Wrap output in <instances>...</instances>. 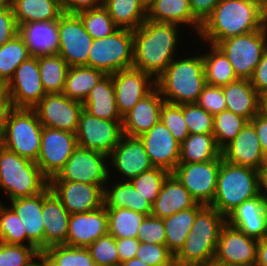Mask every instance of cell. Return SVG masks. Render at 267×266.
I'll list each match as a JSON object with an SVG mask.
<instances>
[{
	"label": "cell",
	"instance_id": "cell-1",
	"mask_svg": "<svg viewBox=\"0 0 267 266\" xmlns=\"http://www.w3.org/2000/svg\"><path fill=\"white\" fill-rule=\"evenodd\" d=\"M267 24L265 0H221L201 24L199 37L210 45L262 29Z\"/></svg>",
	"mask_w": 267,
	"mask_h": 266
},
{
	"label": "cell",
	"instance_id": "cell-2",
	"mask_svg": "<svg viewBox=\"0 0 267 266\" xmlns=\"http://www.w3.org/2000/svg\"><path fill=\"white\" fill-rule=\"evenodd\" d=\"M179 26L146 19L133 30V68L151 75L155 80L174 60Z\"/></svg>",
	"mask_w": 267,
	"mask_h": 266
},
{
	"label": "cell",
	"instance_id": "cell-3",
	"mask_svg": "<svg viewBox=\"0 0 267 266\" xmlns=\"http://www.w3.org/2000/svg\"><path fill=\"white\" fill-rule=\"evenodd\" d=\"M192 57L174 59L156 79V87L165 102L182 105L198 100L206 85L204 61L202 53Z\"/></svg>",
	"mask_w": 267,
	"mask_h": 266
},
{
	"label": "cell",
	"instance_id": "cell-4",
	"mask_svg": "<svg viewBox=\"0 0 267 266\" xmlns=\"http://www.w3.org/2000/svg\"><path fill=\"white\" fill-rule=\"evenodd\" d=\"M226 217L214 207L204 205L198 212L183 248L175 256L180 264L208 266L215 257L217 243Z\"/></svg>",
	"mask_w": 267,
	"mask_h": 266
},
{
	"label": "cell",
	"instance_id": "cell-5",
	"mask_svg": "<svg viewBox=\"0 0 267 266\" xmlns=\"http://www.w3.org/2000/svg\"><path fill=\"white\" fill-rule=\"evenodd\" d=\"M260 194L258 170L227 163L223 160L217 177L212 204L225 217L244 201Z\"/></svg>",
	"mask_w": 267,
	"mask_h": 266
},
{
	"label": "cell",
	"instance_id": "cell-6",
	"mask_svg": "<svg viewBox=\"0 0 267 266\" xmlns=\"http://www.w3.org/2000/svg\"><path fill=\"white\" fill-rule=\"evenodd\" d=\"M49 185L36 162L0 149V188L10 200L41 193Z\"/></svg>",
	"mask_w": 267,
	"mask_h": 266
},
{
	"label": "cell",
	"instance_id": "cell-7",
	"mask_svg": "<svg viewBox=\"0 0 267 266\" xmlns=\"http://www.w3.org/2000/svg\"><path fill=\"white\" fill-rule=\"evenodd\" d=\"M43 126L34 109L15 108L2 131L3 147L21 157L37 161Z\"/></svg>",
	"mask_w": 267,
	"mask_h": 266
},
{
	"label": "cell",
	"instance_id": "cell-8",
	"mask_svg": "<svg viewBox=\"0 0 267 266\" xmlns=\"http://www.w3.org/2000/svg\"><path fill=\"white\" fill-rule=\"evenodd\" d=\"M133 61V30L119 28L110 36L93 40L86 66L111 75L120 70L131 68Z\"/></svg>",
	"mask_w": 267,
	"mask_h": 266
},
{
	"label": "cell",
	"instance_id": "cell-9",
	"mask_svg": "<svg viewBox=\"0 0 267 266\" xmlns=\"http://www.w3.org/2000/svg\"><path fill=\"white\" fill-rule=\"evenodd\" d=\"M216 46L229 59L239 79H250L267 50V24L260 30L222 40Z\"/></svg>",
	"mask_w": 267,
	"mask_h": 266
},
{
	"label": "cell",
	"instance_id": "cell-10",
	"mask_svg": "<svg viewBox=\"0 0 267 266\" xmlns=\"http://www.w3.org/2000/svg\"><path fill=\"white\" fill-rule=\"evenodd\" d=\"M107 159L108 155L105 153L77 146L64 167L49 181L88 183L98 185L104 190L110 178V169L105 163Z\"/></svg>",
	"mask_w": 267,
	"mask_h": 266
},
{
	"label": "cell",
	"instance_id": "cell-11",
	"mask_svg": "<svg viewBox=\"0 0 267 266\" xmlns=\"http://www.w3.org/2000/svg\"><path fill=\"white\" fill-rule=\"evenodd\" d=\"M222 158L202 163H178L172 174L199 204L211 205Z\"/></svg>",
	"mask_w": 267,
	"mask_h": 266
},
{
	"label": "cell",
	"instance_id": "cell-12",
	"mask_svg": "<svg viewBox=\"0 0 267 266\" xmlns=\"http://www.w3.org/2000/svg\"><path fill=\"white\" fill-rule=\"evenodd\" d=\"M59 54L70 67L86 66L93 38L76 14L63 13L57 20Z\"/></svg>",
	"mask_w": 267,
	"mask_h": 266
},
{
	"label": "cell",
	"instance_id": "cell-13",
	"mask_svg": "<svg viewBox=\"0 0 267 266\" xmlns=\"http://www.w3.org/2000/svg\"><path fill=\"white\" fill-rule=\"evenodd\" d=\"M122 135V121L100 119L84 109L80 113L76 132L77 146L109 155Z\"/></svg>",
	"mask_w": 267,
	"mask_h": 266
},
{
	"label": "cell",
	"instance_id": "cell-14",
	"mask_svg": "<svg viewBox=\"0 0 267 266\" xmlns=\"http://www.w3.org/2000/svg\"><path fill=\"white\" fill-rule=\"evenodd\" d=\"M76 147V133L43 126L36 164L42 174L50 180L64 167Z\"/></svg>",
	"mask_w": 267,
	"mask_h": 266
},
{
	"label": "cell",
	"instance_id": "cell-15",
	"mask_svg": "<svg viewBox=\"0 0 267 266\" xmlns=\"http://www.w3.org/2000/svg\"><path fill=\"white\" fill-rule=\"evenodd\" d=\"M33 109L42 126L76 133L83 103L63 93H52L46 94Z\"/></svg>",
	"mask_w": 267,
	"mask_h": 266
},
{
	"label": "cell",
	"instance_id": "cell-16",
	"mask_svg": "<svg viewBox=\"0 0 267 266\" xmlns=\"http://www.w3.org/2000/svg\"><path fill=\"white\" fill-rule=\"evenodd\" d=\"M15 108L33 109L46 95L39 73L38 56H31L15 70L6 85Z\"/></svg>",
	"mask_w": 267,
	"mask_h": 266
},
{
	"label": "cell",
	"instance_id": "cell-17",
	"mask_svg": "<svg viewBox=\"0 0 267 266\" xmlns=\"http://www.w3.org/2000/svg\"><path fill=\"white\" fill-rule=\"evenodd\" d=\"M257 245L258 240L226 222L220 231L214 261L225 265L253 266L256 264Z\"/></svg>",
	"mask_w": 267,
	"mask_h": 266
},
{
	"label": "cell",
	"instance_id": "cell-18",
	"mask_svg": "<svg viewBox=\"0 0 267 266\" xmlns=\"http://www.w3.org/2000/svg\"><path fill=\"white\" fill-rule=\"evenodd\" d=\"M111 75L117 109L122 117L156 87L151 75L133 67Z\"/></svg>",
	"mask_w": 267,
	"mask_h": 266
},
{
	"label": "cell",
	"instance_id": "cell-19",
	"mask_svg": "<svg viewBox=\"0 0 267 266\" xmlns=\"http://www.w3.org/2000/svg\"><path fill=\"white\" fill-rule=\"evenodd\" d=\"M49 187L70 214L94 211L104 205V190L98 185L49 181Z\"/></svg>",
	"mask_w": 267,
	"mask_h": 266
},
{
	"label": "cell",
	"instance_id": "cell-20",
	"mask_svg": "<svg viewBox=\"0 0 267 266\" xmlns=\"http://www.w3.org/2000/svg\"><path fill=\"white\" fill-rule=\"evenodd\" d=\"M139 138L154 167L172 173L180 160L181 143L174 138L170 130L159 121Z\"/></svg>",
	"mask_w": 267,
	"mask_h": 266
},
{
	"label": "cell",
	"instance_id": "cell-21",
	"mask_svg": "<svg viewBox=\"0 0 267 266\" xmlns=\"http://www.w3.org/2000/svg\"><path fill=\"white\" fill-rule=\"evenodd\" d=\"M108 158L122 177L126 178L125 181H130L154 167L140 138L124 134Z\"/></svg>",
	"mask_w": 267,
	"mask_h": 266
},
{
	"label": "cell",
	"instance_id": "cell-22",
	"mask_svg": "<svg viewBox=\"0 0 267 266\" xmlns=\"http://www.w3.org/2000/svg\"><path fill=\"white\" fill-rule=\"evenodd\" d=\"M108 234V215L104 205L94 211L70 214L67 245L87 248Z\"/></svg>",
	"mask_w": 267,
	"mask_h": 266
},
{
	"label": "cell",
	"instance_id": "cell-23",
	"mask_svg": "<svg viewBox=\"0 0 267 266\" xmlns=\"http://www.w3.org/2000/svg\"><path fill=\"white\" fill-rule=\"evenodd\" d=\"M226 222L256 240L267 238V201L258 196L244 201L226 216Z\"/></svg>",
	"mask_w": 267,
	"mask_h": 266
},
{
	"label": "cell",
	"instance_id": "cell-24",
	"mask_svg": "<svg viewBox=\"0 0 267 266\" xmlns=\"http://www.w3.org/2000/svg\"><path fill=\"white\" fill-rule=\"evenodd\" d=\"M225 162L259 170L263 165V150L254 125L248 121L240 133L221 150Z\"/></svg>",
	"mask_w": 267,
	"mask_h": 266
},
{
	"label": "cell",
	"instance_id": "cell-25",
	"mask_svg": "<svg viewBox=\"0 0 267 266\" xmlns=\"http://www.w3.org/2000/svg\"><path fill=\"white\" fill-rule=\"evenodd\" d=\"M69 219L70 213L48 185L43 190L44 250L54 245H67Z\"/></svg>",
	"mask_w": 267,
	"mask_h": 266
},
{
	"label": "cell",
	"instance_id": "cell-26",
	"mask_svg": "<svg viewBox=\"0 0 267 266\" xmlns=\"http://www.w3.org/2000/svg\"><path fill=\"white\" fill-rule=\"evenodd\" d=\"M164 99L157 87L137 102L122 121V132L130 137H139L160 121Z\"/></svg>",
	"mask_w": 267,
	"mask_h": 266
},
{
	"label": "cell",
	"instance_id": "cell-27",
	"mask_svg": "<svg viewBox=\"0 0 267 266\" xmlns=\"http://www.w3.org/2000/svg\"><path fill=\"white\" fill-rule=\"evenodd\" d=\"M11 203V208L24 225L27 239L42 253L44 251L43 191L34 196L13 199Z\"/></svg>",
	"mask_w": 267,
	"mask_h": 266
},
{
	"label": "cell",
	"instance_id": "cell-28",
	"mask_svg": "<svg viewBox=\"0 0 267 266\" xmlns=\"http://www.w3.org/2000/svg\"><path fill=\"white\" fill-rule=\"evenodd\" d=\"M197 202L187 189L170 173L164 180L160 193L152 205V216L166 218L173 214L194 207Z\"/></svg>",
	"mask_w": 267,
	"mask_h": 266
},
{
	"label": "cell",
	"instance_id": "cell-29",
	"mask_svg": "<svg viewBox=\"0 0 267 266\" xmlns=\"http://www.w3.org/2000/svg\"><path fill=\"white\" fill-rule=\"evenodd\" d=\"M226 101V110L251 121L261 107V96L249 79H238L222 86Z\"/></svg>",
	"mask_w": 267,
	"mask_h": 266
},
{
	"label": "cell",
	"instance_id": "cell-30",
	"mask_svg": "<svg viewBox=\"0 0 267 266\" xmlns=\"http://www.w3.org/2000/svg\"><path fill=\"white\" fill-rule=\"evenodd\" d=\"M32 56L56 54L59 47L57 20L25 23L19 27Z\"/></svg>",
	"mask_w": 267,
	"mask_h": 266
},
{
	"label": "cell",
	"instance_id": "cell-31",
	"mask_svg": "<svg viewBox=\"0 0 267 266\" xmlns=\"http://www.w3.org/2000/svg\"><path fill=\"white\" fill-rule=\"evenodd\" d=\"M83 109L100 119L123 121L116 105L112 75H106L91 89Z\"/></svg>",
	"mask_w": 267,
	"mask_h": 266
},
{
	"label": "cell",
	"instance_id": "cell-32",
	"mask_svg": "<svg viewBox=\"0 0 267 266\" xmlns=\"http://www.w3.org/2000/svg\"><path fill=\"white\" fill-rule=\"evenodd\" d=\"M147 19L176 25H190L197 33L202 24L193 15L189 0H155L147 7Z\"/></svg>",
	"mask_w": 267,
	"mask_h": 266
},
{
	"label": "cell",
	"instance_id": "cell-33",
	"mask_svg": "<svg viewBox=\"0 0 267 266\" xmlns=\"http://www.w3.org/2000/svg\"><path fill=\"white\" fill-rule=\"evenodd\" d=\"M104 188L105 208H127L146 216L152 214V204L142 197L130 181L117 182Z\"/></svg>",
	"mask_w": 267,
	"mask_h": 266
},
{
	"label": "cell",
	"instance_id": "cell-34",
	"mask_svg": "<svg viewBox=\"0 0 267 266\" xmlns=\"http://www.w3.org/2000/svg\"><path fill=\"white\" fill-rule=\"evenodd\" d=\"M12 9L19 27L25 23L55 21L63 14L55 0H12Z\"/></svg>",
	"mask_w": 267,
	"mask_h": 266
},
{
	"label": "cell",
	"instance_id": "cell-35",
	"mask_svg": "<svg viewBox=\"0 0 267 266\" xmlns=\"http://www.w3.org/2000/svg\"><path fill=\"white\" fill-rule=\"evenodd\" d=\"M204 205L197 203L194 207L179 211L163 218L165 227V245L176 256L183 248L185 240L195 221L197 212Z\"/></svg>",
	"mask_w": 267,
	"mask_h": 266
},
{
	"label": "cell",
	"instance_id": "cell-36",
	"mask_svg": "<svg viewBox=\"0 0 267 266\" xmlns=\"http://www.w3.org/2000/svg\"><path fill=\"white\" fill-rule=\"evenodd\" d=\"M222 158L213 134H189L180 144L179 163H202Z\"/></svg>",
	"mask_w": 267,
	"mask_h": 266
},
{
	"label": "cell",
	"instance_id": "cell-37",
	"mask_svg": "<svg viewBox=\"0 0 267 266\" xmlns=\"http://www.w3.org/2000/svg\"><path fill=\"white\" fill-rule=\"evenodd\" d=\"M105 76L103 71L89 66L69 67L62 93L72 100L84 103L91 89Z\"/></svg>",
	"mask_w": 267,
	"mask_h": 266
},
{
	"label": "cell",
	"instance_id": "cell-38",
	"mask_svg": "<svg viewBox=\"0 0 267 266\" xmlns=\"http://www.w3.org/2000/svg\"><path fill=\"white\" fill-rule=\"evenodd\" d=\"M103 6L119 28L134 30L147 19V6L142 0H103Z\"/></svg>",
	"mask_w": 267,
	"mask_h": 266
},
{
	"label": "cell",
	"instance_id": "cell-39",
	"mask_svg": "<svg viewBox=\"0 0 267 266\" xmlns=\"http://www.w3.org/2000/svg\"><path fill=\"white\" fill-rule=\"evenodd\" d=\"M39 73L46 94L62 93L69 65L59 54L38 56Z\"/></svg>",
	"mask_w": 267,
	"mask_h": 266
},
{
	"label": "cell",
	"instance_id": "cell-40",
	"mask_svg": "<svg viewBox=\"0 0 267 266\" xmlns=\"http://www.w3.org/2000/svg\"><path fill=\"white\" fill-rule=\"evenodd\" d=\"M42 266H95L88 248L54 245L41 253Z\"/></svg>",
	"mask_w": 267,
	"mask_h": 266
},
{
	"label": "cell",
	"instance_id": "cell-41",
	"mask_svg": "<svg viewBox=\"0 0 267 266\" xmlns=\"http://www.w3.org/2000/svg\"><path fill=\"white\" fill-rule=\"evenodd\" d=\"M211 51L202 55L206 84L224 86L239 78L234 72L231 62L215 45H210Z\"/></svg>",
	"mask_w": 267,
	"mask_h": 266
},
{
	"label": "cell",
	"instance_id": "cell-42",
	"mask_svg": "<svg viewBox=\"0 0 267 266\" xmlns=\"http://www.w3.org/2000/svg\"><path fill=\"white\" fill-rule=\"evenodd\" d=\"M23 37L17 34L0 47V80L7 85L16 68L31 57Z\"/></svg>",
	"mask_w": 267,
	"mask_h": 266
},
{
	"label": "cell",
	"instance_id": "cell-43",
	"mask_svg": "<svg viewBox=\"0 0 267 266\" xmlns=\"http://www.w3.org/2000/svg\"><path fill=\"white\" fill-rule=\"evenodd\" d=\"M106 210L108 234L115 238H137L138 228L146 215L127 208H106Z\"/></svg>",
	"mask_w": 267,
	"mask_h": 266
},
{
	"label": "cell",
	"instance_id": "cell-44",
	"mask_svg": "<svg viewBox=\"0 0 267 266\" xmlns=\"http://www.w3.org/2000/svg\"><path fill=\"white\" fill-rule=\"evenodd\" d=\"M76 15L81 19L86 32L93 39L110 36L119 29L103 5L79 12Z\"/></svg>",
	"mask_w": 267,
	"mask_h": 266
},
{
	"label": "cell",
	"instance_id": "cell-45",
	"mask_svg": "<svg viewBox=\"0 0 267 266\" xmlns=\"http://www.w3.org/2000/svg\"><path fill=\"white\" fill-rule=\"evenodd\" d=\"M248 121L228 110L216 114L213 121V135L217 146L222 150L235 139Z\"/></svg>",
	"mask_w": 267,
	"mask_h": 266
},
{
	"label": "cell",
	"instance_id": "cell-46",
	"mask_svg": "<svg viewBox=\"0 0 267 266\" xmlns=\"http://www.w3.org/2000/svg\"><path fill=\"white\" fill-rule=\"evenodd\" d=\"M0 201V241L6 244L34 246L28 239L24 225L11 207Z\"/></svg>",
	"mask_w": 267,
	"mask_h": 266
},
{
	"label": "cell",
	"instance_id": "cell-47",
	"mask_svg": "<svg viewBox=\"0 0 267 266\" xmlns=\"http://www.w3.org/2000/svg\"><path fill=\"white\" fill-rule=\"evenodd\" d=\"M35 259H39V262ZM39 265H41V252L35 246L6 244L0 241V266Z\"/></svg>",
	"mask_w": 267,
	"mask_h": 266
},
{
	"label": "cell",
	"instance_id": "cell-48",
	"mask_svg": "<svg viewBox=\"0 0 267 266\" xmlns=\"http://www.w3.org/2000/svg\"><path fill=\"white\" fill-rule=\"evenodd\" d=\"M170 173L165 169L153 167L130 180L137 192L152 205L155 202L164 180Z\"/></svg>",
	"mask_w": 267,
	"mask_h": 266
},
{
	"label": "cell",
	"instance_id": "cell-49",
	"mask_svg": "<svg viewBox=\"0 0 267 266\" xmlns=\"http://www.w3.org/2000/svg\"><path fill=\"white\" fill-rule=\"evenodd\" d=\"M160 121L180 143L189 135V129L184 119L182 105L180 104L164 101L161 107Z\"/></svg>",
	"mask_w": 267,
	"mask_h": 266
},
{
	"label": "cell",
	"instance_id": "cell-50",
	"mask_svg": "<svg viewBox=\"0 0 267 266\" xmlns=\"http://www.w3.org/2000/svg\"><path fill=\"white\" fill-rule=\"evenodd\" d=\"M88 250L95 266H119L116 238L106 234L90 244Z\"/></svg>",
	"mask_w": 267,
	"mask_h": 266
},
{
	"label": "cell",
	"instance_id": "cell-51",
	"mask_svg": "<svg viewBox=\"0 0 267 266\" xmlns=\"http://www.w3.org/2000/svg\"><path fill=\"white\" fill-rule=\"evenodd\" d=\"M185 122L189 134H213L214 116L196 103L182 104Z\"/></svg>",
	"mask_w": 267,
	"mask_h": 266
},
{
	"label": "cell",
	"instance_id": "cell-52",
	"mask_svg": "<svg viewBox=\"0 0 267 266\" xmlns=\"http://www.w3.org/2000/svg\"><path fill=\"white\" fill-rule=\"evenodd\" d=\"M137 258L150 266H171L175 262V256L166 245L140 242Z\"/></svg>",
	"mask_w": 267,
	"mask_h": 266
},
{
	"label": "cell",
	"instance_id": "cell-53",
	"mask_svg": "<svg viewBox=\"0 0 267 266\" xmlns=\"http://www.w3.org/2000/svg\"><path fill=\"white\" fill-rule=\"evenodd\" d=\"M139 242L165 245V227L162 218L146 216L138 228L136 238Z\"/></svg>",
	"mask_w": 267,
	"mask_h": 266
},
{
	"label": "cell",
	"instance_id": "cell-54",
	"mask_svg": "<svg viewBox=\"0 0 267 266\" xmlns=\"http://www.w3.org/2000/svg\"><path fill=\"white\" fill-rule=\"evenodd\" d=\"M196 104L213 116L226 110V101L221 86L206 84L200 93Z\"/></svg>",
	"mask_w": 267,
	"mask_h": 266
},
{
	"label": "cell",
	"instance_id": "cell-55",
	"mask_svg": "<svg viewBox=\"0 0 267 266\" xmlns=\"http://www.w3.org/2000/svg\"><path fill=\"white\" fill-rule=\"evenodd\" d=\"M19 34L12 7L0 10V47Z\"/></svg>",
	"mask_w": 267,
	"mask_h": 266
},
{
	"label": "cell",
	"instance_id": "cell-56",
	"mask_svg": "<svg viewBox=\"0 0 267 266\" xmlns=\"http://www.w3.org/2000/svg\"><path fill=\"white\" fill-rule=\"evenodd\" d=\"M249 80L261 97L267 94V50Z\"/></svg>",
	"mask_w": 267,
	"mask_h": 266
},
{
	"label": "cell",
	"instance_id": "cell-57",
	"mask_svg": "<svg viewBox=\"0 0 267 266\" xmlns=\"http://www.w3.org/2000/svg\"><path fill=\"white\" fill-rule=\"evenodd\" d=\"M117 253L120 263L136 256L140 242L136 238H116Z\"/></svg>",
	"mask_w": 267,
	"mask_h": 266
},
{
	"label": "cell",
	"instance_id": "cell-58",
	"mask_svg": "<svg viewBox=\"0 0 267 266\" xmlns=\"http://www.w3.org/2000/svg\"><path fill=\"white\" fill-rule=\"evenodd\" d=\"M103 5V0H63L62 11L65 14H77Z\"/></svg>",
	"mask_w": 267,
	"mask_h": 266
},
{
	"label": "cell",
	"instance_id": "cell-59",
	"mask_svg": "<svg viewBox=\"0 0 267 266\" xmlns=\"http://www.w3.org/2000/svg\"><path fill=\"white\" fill-rule=\"evenodd\" d=\"M221 0H189L193 15L203 23Z\"/></svg>",
	"mask_w": 267,
	"mask_h": 266
},
{
	"label": "cell",
	"instance_id": "cell-60",
	"mask_svg": "<svg viewBox=\"0 0 267 266\" xmlns=\"http://www.w3.org/2000/svg\"><path fill=\"white\" fill-rule=\"evenodd\" d=\"M250 122L254 125L264 153L267 150V117L259 112Z\"/></svg>",
	"mask_w": 267,
	"mask_h": 266
},
{
	"label": "cell",
	"instance_id": "cell-61",
	"mask_svg": "<svg viewBox=\"0 0 267 266\" xmlns=\"http://www.w3.org/2000/svg\"><path fill=\"white\" fill-rule=\"evenodd\" d=\"M15 109L11 97L6 93L0 99V130L3 131L6 121L9 119L11 112Z\"/></svg>",
	"mask_w": 267,
	"mask_h": 266
},
{
	"label": "cell",
	"instance_id": "cell-62",
	"mask_svg": "<svg viewBox=\"0 0 267 266\" xmlns=\"http://www.w3.org/2000/svg\"><path fill=\"white\" fill-rule=\"evenodd\" d=\"M256 264L259 266H267V238L258 240Z\"/></svg>",
	"mask_w": 267,
	"mask_h": 266
},
{
	"label": "cell",
	"instance_id": "cell-63",
	"mask_svg": "<svg viewBox=\"0 0 267 266\" xmlns=\"http://www.w3.org/2000/svg\"><path fill=\"white\" fill-rule=\"evenodd\" d=\"M259 172V191L260 194L265 198L267 201V165H262L261 168L258 170ZM264 188V191L263 189ZM263 191V193H262Z\"/></svg>",
	"mask_w": 267,
	"mask_h": 266
},
{
	"label": "cell",
	"instance_id": "cell-64",
	"mask_svg": "<svg viewBox=\"0 0 267 266\" xmlns=\"http://www.w3.org/2000/svg\"><path fill=\"white\" fill-rule=\"evenodd\" d=\"M120 266H150V265L146 264L145 262H143L139 258L134 257L130 260H127V261L120 263Z\"/></svg>",
	"mask_w": 267,
	"mask_h": 266
},
{
	"label": "cell",
	"instance_id": "cell-65",
	"mask_svg": "<svg viewBox=\"0 0 267 266\" xmlns=\"http://www.w3.org/2000/svg\"><path fill=\"white\" fill-rule=\"evenodd\" d=\"M260 112L267 117V94L261 97Z\"/></svg>",
	"mask_w": 267,
	"mask_h": 266
},
{
	"label": "cell",
	"instance_id": "cell-66",
	"mask_svg": "<svg viewBox=\"0 0 267 266\" xmlns=\"http://www.w3.org/2000/svg\"><path fill=\"white\" fill-rule=\"evenodd\" d=\"M12 7V0H0V10Z\"/></svg>",
	"mask_w": 267,
	"mask_h": 266
},
{
	"label": "cell",
	"instance_id": "cell-67",
	"mask_svg": "<svg viewBox=\"0 0 267 266\" xmlns=\"http://www.w3.org/2000/svg\"><path fill=\"white\" fill-rule=\"evenodd\" d=\"M6 94V85L0 80V99Z\"/></svg>",
	"mask_w": 267,
	"mask_h": 266
},
{
	"label": "cell",
	"instance_id": "cell-68",
	"mask_svg": "<svg viewBox=\"0 0 267 266\" xmlns=\"http://www.w3.org/2000/svg\"><path fill=\"white\" fill-rule=\"evenodd\" d=\"M208 266H235V265H225L219 262H215L214 260Z\"/></svg>",
	"mask_w": 267,
	"mask_h": 266
},
{
	"label": "cell",
	"instance_id": "cell-69",
	"mask_svg": "<svg viewBox=\"0 0 267 266\" xmlns=\"http://www.w3.org/2000/svg\"><path fill=\"white\" fill-rule=\"evenodd\" d=\"M171 266H201V265L180 264V263L174 262Z\"/></svg>",
	"mask_w": 267,
	"mask_h": 266
},
{
	"label": "cell",
	"instance_id": "cell-70",
	"mask_svg": "<svg viewBox=\"0 0 267 266\" xmlns=\"http://www.w3.org/2000/svg\"><path fill=\"white\" fill-rule=\"evenodd\" d=\"M263 165H267V150L263 153Z\"/></svg>",
	"mask_w": 267,
	"mask_h": 266
},
{
	"label": "cell",
	"instance_id": "cell-71",
	"mask_svg": "<svg viewBox=\"0 0 267 266\" xmlns=\"http://www.w3.org/2000/svg\"><path fill=\"white\" fill-rule=\"evenodd\" d=\"M143 3L148 7L152 2H154L155 0H142Z\"/></svg>",
	"mask_w": 267,
	"mask_h": 266
},
{
	"label": "cell",
	"instance_id": "cell-72",
	"mask_svg": "<svg viewBox=\"0 0 267 266\" xmlns=\"http://www.w3.org/2000/svg\"><path fill=\"white\" fill-rule=\"evenodd\" d=\"M3 147L2 130H0V149Z\"/></svg>",
	"mask_w": 267,
	"mask_h": 266
},
{
	"label": "cell",
	"instance_id": "cell-73",
	"mask_svg": "<svg viewBox=\"0 0 267 266\" xmlns=\"http://www.w3.org/2000/svg\"><path fill=\"white\" fill-rule=\"evenodd\" d=\"M55 1H57L62 6L63 0H55Z\"/></svg>",
	"mask_w": 267,
	"mask_h": 266
}]
</instances>
